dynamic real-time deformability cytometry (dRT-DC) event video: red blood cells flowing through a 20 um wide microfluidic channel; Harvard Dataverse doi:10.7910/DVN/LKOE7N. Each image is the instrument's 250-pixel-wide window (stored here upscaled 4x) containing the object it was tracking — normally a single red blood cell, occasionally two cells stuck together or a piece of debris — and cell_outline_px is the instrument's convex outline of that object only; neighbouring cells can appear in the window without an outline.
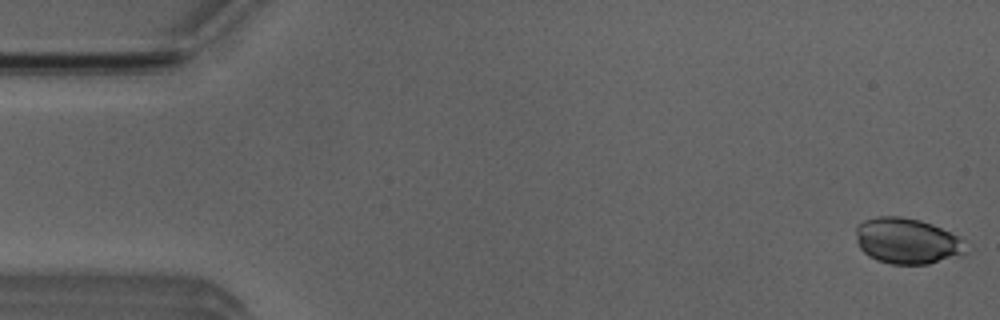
{"species": "Egyptian fruit bat (a non-hibernating species)", "species_latin": "Rousettus aegyptiacus", "temperature_condition": "room temperature", "stored_images_in_passage": 52, "camera_frame_rate_fps": 3000, "um_per_image_px": 0.085, "animal": {"sex": "male"}, "frame": {"image": 1, "passage_image": 1, "time_ms": 0.0, "image_size_px": [1000, 320], "cell_outline_px": [[964, 252], [960, 256], [928, 264], [892, 264], [876, 260], [868, 256], [860, 248], [856, 240], [856, 228], [864, 220], [876, 216], [900, 216], [920, 220], [932, 224], [956, 236], [960, 240]], "centroid_in_image_um": [77.03, 20.48], "position_along_channel_um": 8.0, "area_um2": 29.02}}
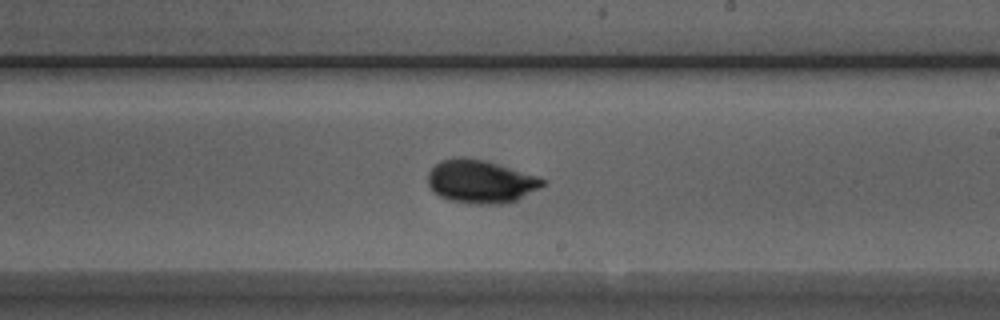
{"frame": {"image": 2, "passage_image": 30, "time_ms": 9.667, "image_size_px": [1000, 320], "cell_outline_px": [[544, 184], [540, 188], [516, 200], [500, 204], [476, 204], [448, 200], [432, 192], [428, 184], [428, 172], [440, 160], [456, 156], [464, 156], [484, 160], [536, 176], [544, 180]], "centroid_in_image_um": [40.79, 15.42], "position_along_channel_um": 248.2, "area_um2": 28.78}}
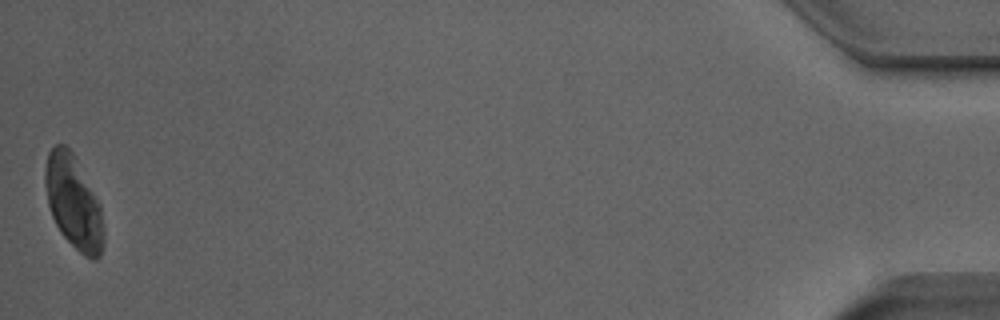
{"frame": {"image": 3, "passage_image": 52, "time_ms": 17.0, "image_size_px": [1000, 320], "cell_outline_px": [[104, 244], [100, 256], [96, 260], [92, 260], [84, 256], [60, 232], [52, 216], [48, 204], [44, 184], [44, 172], [48, 152], [56, 144], [64, 144], [72, 152], [100, 204], [104, 228]], "centroid_in_image_um": [6.25, 17.22], "position_along_channel_um": 429.0, "area_um2": 31.67}, "authors_computed_cell_mechanics": {"area_um2": 29.5936, "velocity_mm_per_s": 3.8672, "shape_relaxation_time_tau1_ms": 2.5612, "shape_relaxation_time_tau2_ms": null, "deformation_change_tau1": 0.1213, "deformation_change_tau2": null}}